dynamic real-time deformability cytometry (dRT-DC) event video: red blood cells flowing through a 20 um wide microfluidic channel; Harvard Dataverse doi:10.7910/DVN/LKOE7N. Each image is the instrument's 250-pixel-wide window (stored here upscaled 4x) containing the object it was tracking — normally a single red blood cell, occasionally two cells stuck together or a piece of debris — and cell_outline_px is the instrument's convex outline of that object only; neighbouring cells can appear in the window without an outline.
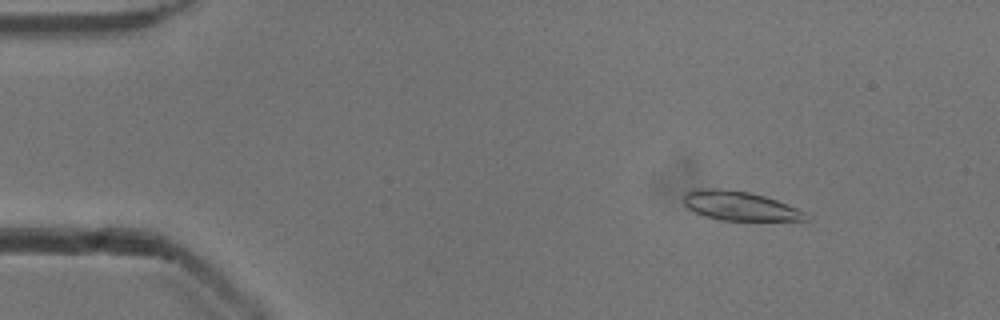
{"species": "common noctule bat (a hibernating species)", "species_latin": "Nyctalus noctula", "temperature_condition": "cold", "stored_images_in_passage": 51, "camera_frame_rate_fps": 3000, "um_per_image_px": 0.085, "animal": {"sex": "male", "body_mass_g": 13.3}, "frame": {"image": 1, "passage_image": 6, "time_ms": 1.667, "image_size_px": [1000, 320], "cell_outline_px": [[808, 220], [720, 220], [704, 216], [688, 208], [684, 204], [684, 196], [688, 192], [696, 188], [716, 188], [748, 192], [764, 196], [776, 200], [808, 212]], "centroid_in_image_um": [62.89, 17.5], "position_along_channel_um": 22.1, "area_um2": 20.63}}
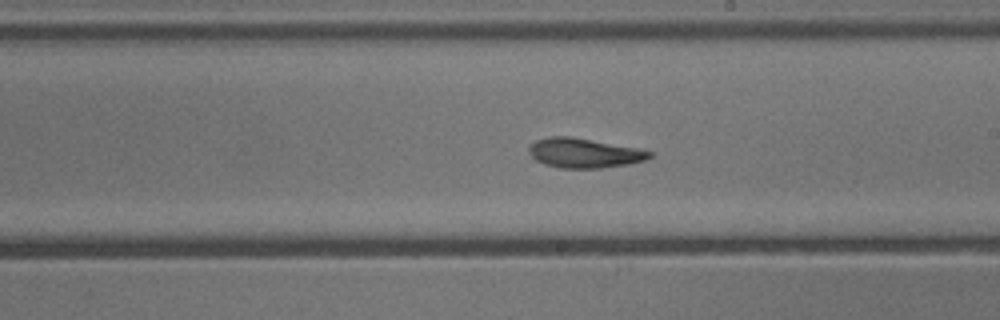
{"frame": {"image": 2, "passage_image": 29, "time_ms": 9.333, "image_size_px": [1000, 320], "cell_outline_px": [[652, 156], [644, 160], [628, 164], [600, 168], [560, 168], [536, 160], [528, 152], [528, 144], [536, 140], [548, 136], [572, 136], [636, 148], [652, 152]], "centroid_in_image_um": [49.6, 12.99], "position_along_channel_um": 239.4, "area_um2": 20.69}}
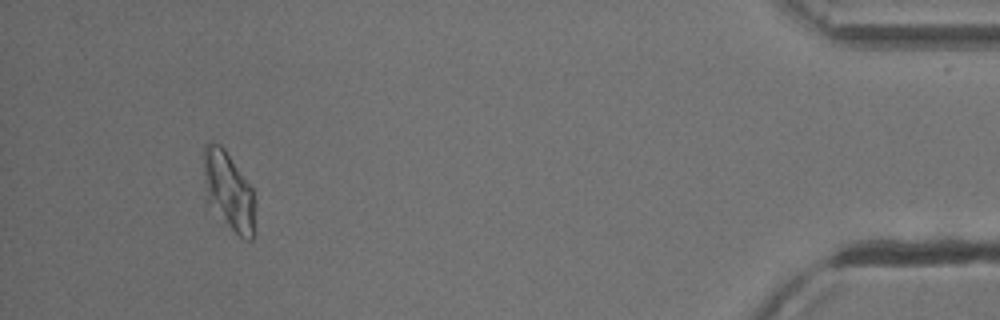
{"frame": {"image": 3, "passage_image": 48, "time_ms": 15.667, "image_size_px": [1000, 320], "cell_outline_px": [[256, 232], [252, 240], [244, 240], [208, 204], [204, 172], [204, 144], [220, 144], [224, 148], [252, 188]], "centroid_in_image_um": [19.46, 16.26], "position_along_channel_um": 415.7, "area_um2": 22.95}, "authors_computed_cell_mechanics": {"area_um2": 20.6346, "velocity_mm_per_s": 3.9045, "shape_relaxation_time_tau1_ms": 6.3152, "shape_relaxation_time_tau2_ms": 3.5114, "deformation_change_tau1": 0.2019, "deformation_change_tau2": 0.1132}}